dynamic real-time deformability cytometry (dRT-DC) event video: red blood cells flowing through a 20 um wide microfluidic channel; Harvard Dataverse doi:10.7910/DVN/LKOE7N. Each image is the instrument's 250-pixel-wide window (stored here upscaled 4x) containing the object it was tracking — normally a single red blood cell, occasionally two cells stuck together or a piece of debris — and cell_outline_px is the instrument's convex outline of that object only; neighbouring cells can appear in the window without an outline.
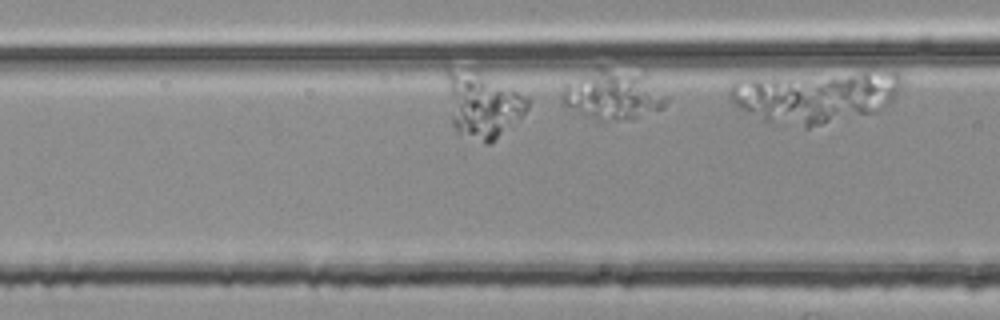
{"species": "common noctule bat (a hibernating species)", "species_latin": "Nyctalus noctula", "temperature_condition": "room temperature", "stored_images_in_passage": 7, "segment_of_instrument_passage": [2, 2], "camera_frame_rate_fps": 3000, "um_per_image_px": 0.085, "animal": {"sex": "female", "body_mass_g": 25.1}, "frame": {"image": 1, "passage_image": 7, "time_ms": 2.0, "image_size_px": [1000, 320], "cell_outline_px": [[900, 88], [896, 96], [884, 108], [876, 112], [808, 128], [804, 128], [764, 120], [736, 108], [728, 100], [728, 88], [736, 80], [764, 76], [868, 68], [884, 68], [896, 72], [900, 76]], "centroid_in_image_um": [69.32, 8.13], "position_along_channel_um": 97.3, "area_um2": 54.62}}